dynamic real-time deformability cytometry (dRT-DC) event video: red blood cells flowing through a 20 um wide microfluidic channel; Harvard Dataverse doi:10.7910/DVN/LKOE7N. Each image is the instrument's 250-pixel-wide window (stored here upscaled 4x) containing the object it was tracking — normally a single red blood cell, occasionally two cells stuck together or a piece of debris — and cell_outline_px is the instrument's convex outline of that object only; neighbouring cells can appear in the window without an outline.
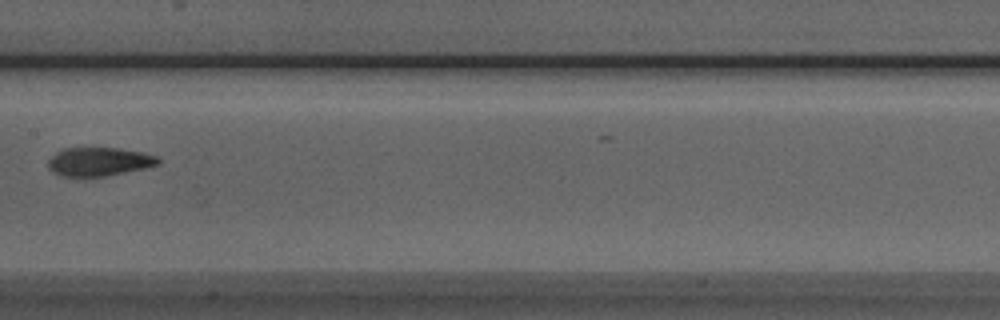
{"species": "Egyptian fruit bat (a non-hibernating species)", "species_latin": "Rousettus aegyptiacus", "temperature_condition": "room temperature", "stored_images_in_passage": 7, "camera_frame_rate_fps": 3000, "um_per_image_px": 0.085, "animal": {"sex": "male"}, "frame": {"image": 1, "passage_image": 7, "time_ms": 7.0, "image_size_px": [1000, 320], "cell_outline_px": [[160, 164], [144, 168], [104, 176], [60, 176], [52, 172], [48, 168], [48, 160], [56, 152], [64, 148], [116, 148], [140, 152], [156, 156], [160, 160]], "centroid_in_image_um": [8.38, 13.74], "position_along_channel_um": 199.0, "area_um2": 18.15}}